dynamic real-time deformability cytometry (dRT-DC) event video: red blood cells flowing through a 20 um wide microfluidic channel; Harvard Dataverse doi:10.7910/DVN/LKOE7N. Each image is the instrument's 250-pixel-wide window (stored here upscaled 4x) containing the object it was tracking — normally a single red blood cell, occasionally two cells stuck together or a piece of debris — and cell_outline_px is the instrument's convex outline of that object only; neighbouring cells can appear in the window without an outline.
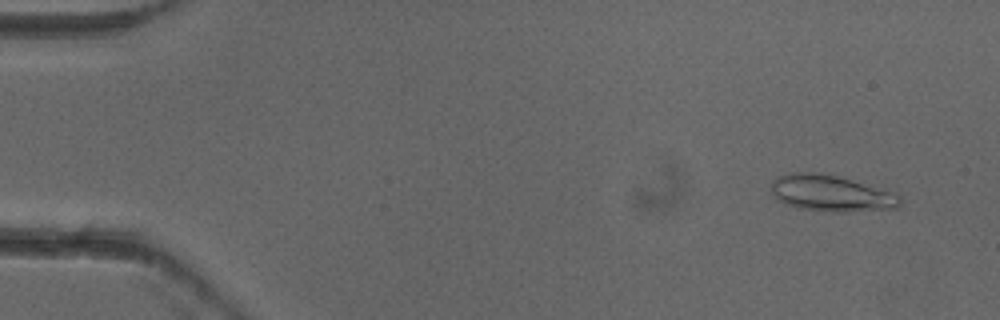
{"species": "common noctule bat (a hibernating species)", "species_latin": "Nyctalus noctula", "temperature_condition": "cold", "stored_images_in_passage": 4, "camera_frame_rate_fps": 3000, "um_per_image_px": 0.085, "animal": {"sex": "female"}, "frame": {"image": 1, "passage_image": 1, "time_ms": 0.0, "image_size_px": [1000, 320], "cell_outline_px": [[900, 204], [896, 208], [844, 212], [832, 212], [796, 208], [780, 200], [772, 192], [772, 180], [788, 172], [816, 172], [836, 176], [888, 192], [900, 196]], "centroid_in_image_um": [70.57, 16.44], "position_along_channel_um": 14.4, "area_um2": 26.53}}